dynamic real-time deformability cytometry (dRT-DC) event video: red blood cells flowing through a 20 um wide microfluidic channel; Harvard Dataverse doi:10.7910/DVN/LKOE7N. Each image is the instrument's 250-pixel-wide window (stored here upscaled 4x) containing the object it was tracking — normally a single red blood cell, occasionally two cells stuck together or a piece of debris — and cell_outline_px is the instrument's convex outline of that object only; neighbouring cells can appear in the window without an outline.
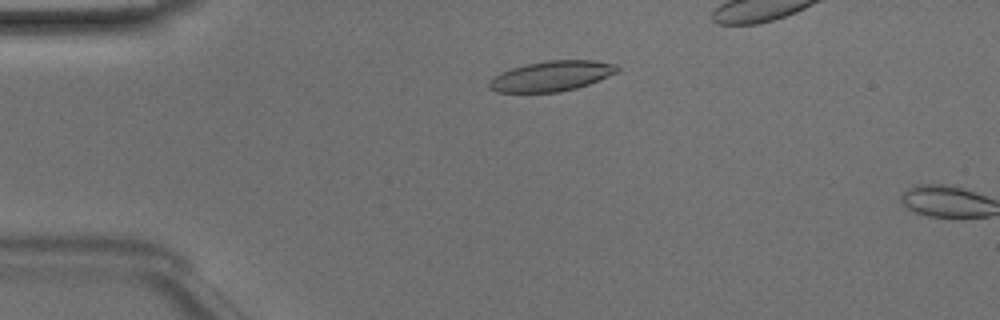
{"species": "Egyptian fruit bat (a non-hibernating species)", "species_latin": "Rousettus aegyptiacus", "temperature_condition": "room temperature", "stored_images_in_passage": 13, "camera_frame_rate_fps": 3000, "um_per_image_px": 0.085, "animal": {"sex": "male"}, "frame": {"image": 1, "passage_image": 11, "time_ms": 3.333, "image_size_px": [1000, 320], "cell_outline_px": [[620, 68], [616, 72], [588, 84], [576, 88], [560, 92], [496, 92], [488, 88], [488, 84], [500, 72], [512, 68], [528, 64], [548, 60], [596, 60], [616, 64]], "centroid_in_image_um": [46.88, 6.46], "position_along_channel_um": 38.1, "area_um2": 22.31}}